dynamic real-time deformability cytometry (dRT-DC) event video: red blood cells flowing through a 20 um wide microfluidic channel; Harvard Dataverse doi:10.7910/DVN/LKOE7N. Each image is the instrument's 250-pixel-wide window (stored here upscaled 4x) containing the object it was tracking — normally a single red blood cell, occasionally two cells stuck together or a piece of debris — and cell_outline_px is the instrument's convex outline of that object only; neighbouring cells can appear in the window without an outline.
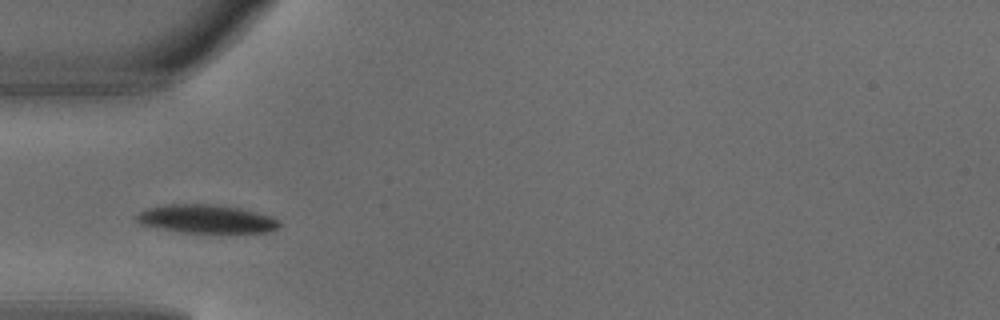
{"species": "common noctule bat (a hibernating species)", "species_latin": "Nyctalus noctula", "temperature_condition": "warm", "stored_images_in_passage": 1, "camera_frame_rate_fps": 3000, "um_per_image_px": 0.085, "animal": {"sex": "male", "body_mass_g": 18.8}, "frame": {"image": 1, "passage_image": 1, "time_ms": 0.0, "image_size_px": [1000, 320], "cell_outline_px": [[280, 228], [268, 232], [180, 232], [140, 224], [136, 220], [136, 212], [144, 208], [164, 204], [216, 204], [240, 208], [272, 216], [280, 220]], "centroid_in_image_um": [17.52, 18.59], "position_along_channel_um": 67.5, "area_um2": 23.87}}